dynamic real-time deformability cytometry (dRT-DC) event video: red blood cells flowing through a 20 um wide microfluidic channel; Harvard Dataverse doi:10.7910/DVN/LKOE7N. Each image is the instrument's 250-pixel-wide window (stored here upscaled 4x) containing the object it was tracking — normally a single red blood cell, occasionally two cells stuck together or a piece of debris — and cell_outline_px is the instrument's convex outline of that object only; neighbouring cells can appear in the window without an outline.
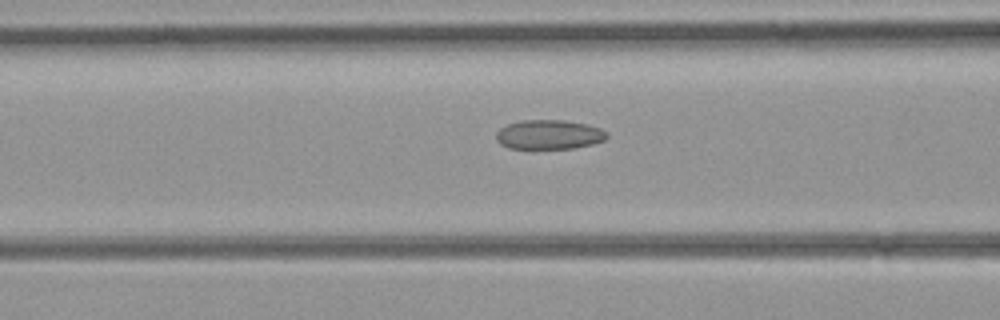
{"species": "common noctule bat (a hibernating species)", "species_latin": "Nyctalus noctula", "temperature_condition": "room temperature", "stored_images_in_passage": 10, "camera_frame_rate_fps": 3000, "um_per_image_px": 0.085, "animal": {"sex": "female", "body_mass_g": 21.9}, "frame": {"image": 1, "passage_image": 6, "time_ms": 1.667, "image_size_px": [1000, 320], "cell_outline_px": [[608, 136], [604, 140], [592, 144], [572, 148], [508, 148], [500, 144], [496, 140], [496, 132], [500, 128], [508, 124], [524, 120], [564, 120], [588, 124], [600, 128], [608, 132]], "centroid_in_image_um": [46.67, 11.43], "position_along_channel_um": 119.9, "area_um2": 18.96}}
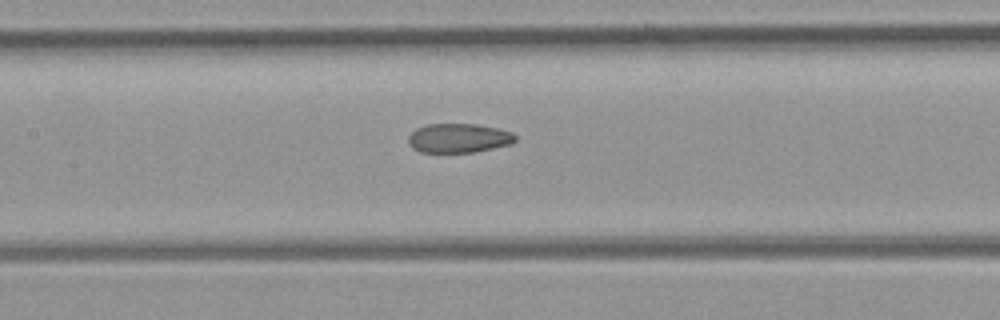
{"frame": {"image": 2, "passage_image": 9, "time_ms": 2.667, "image_size_px": [1000, 320], "cell_outline_px": [[516, 140], [512, 144], [476, 152], [420, 152], [412, 148], [408, 144], [408, 136], [416, 128], [428, 124], [476, 124], [496, 128], [512, 132], [516, 136]], "centroid_in_image_um": [38.98, 11.74], "position_along_channel_um": 168.4, "area_um2": 18.32}}